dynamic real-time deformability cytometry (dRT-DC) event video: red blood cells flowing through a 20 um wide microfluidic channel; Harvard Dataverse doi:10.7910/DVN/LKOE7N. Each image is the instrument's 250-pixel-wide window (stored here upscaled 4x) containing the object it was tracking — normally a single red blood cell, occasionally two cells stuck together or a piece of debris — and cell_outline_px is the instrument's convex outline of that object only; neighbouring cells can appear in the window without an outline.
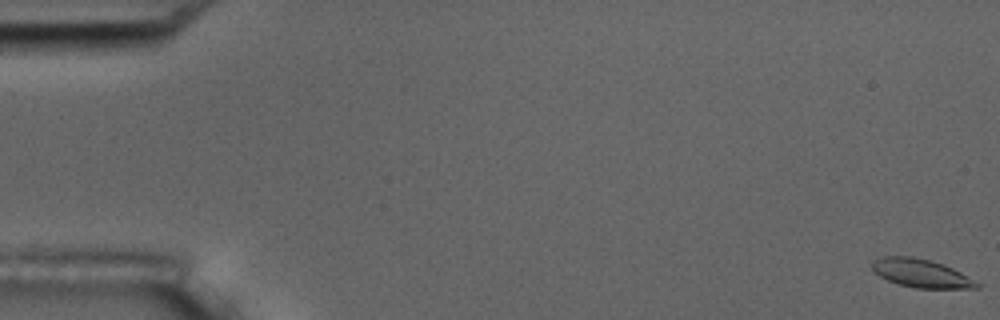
{"species": "common noctule bat (a hibernating species)", "species_latin": "Nyctalus noctula", "temperature_condition": "room temperature", "stored_images_in_passage": 6, "camera_frame_rate_fps": 3000, "um_per_image_px": 0.085, "animal": {"sex": "male", "body_mass_g": 17.5, "forearm_length_mm": 52.3}, "frame": {"image": 1, "passage_image": 1, "time_ms": 0.0, "image_size_px": [1000, 320], "cell_outline_px": [[980, 288], [916, 288], [900, 284], [888, 280], [880, 276], [872, 268], [872, 260], [884, 256], [912, 256], [944, 264], [960, 272], [980, 284]], "centroid_in_image_um": [78.28, 23.22], "position_along_channel_um": 6.7, "area_um2": 17.05}}
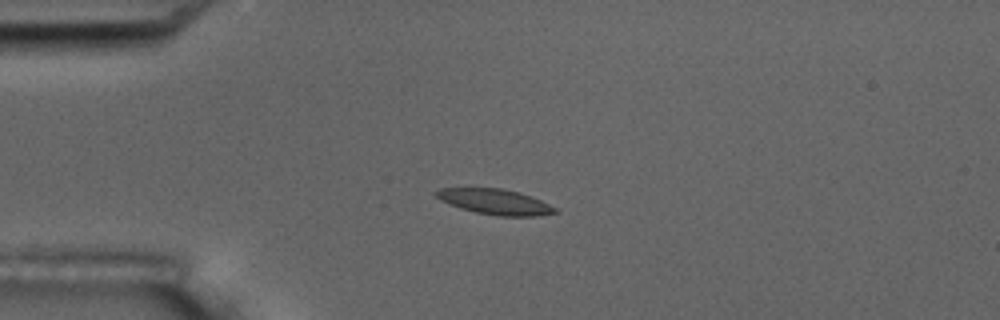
{"frame": {"image": 2, "passage_image": 5, "time_ms": 4.667, "image_size_px": [1000, 320], "cell_outline_px": [[560, 212], [536, 216], [496, 216], [476, 212], [460, 208], [448, 204], [440, 200], [432, 192], [440, 188], [468, 184], [504, 188], [520, 192], [540, 200], [556, 208]], "centroid_in_image_um": [41.95, 17.08], "position_along_channel_um": 43.0, "area_um2": 18.67}}